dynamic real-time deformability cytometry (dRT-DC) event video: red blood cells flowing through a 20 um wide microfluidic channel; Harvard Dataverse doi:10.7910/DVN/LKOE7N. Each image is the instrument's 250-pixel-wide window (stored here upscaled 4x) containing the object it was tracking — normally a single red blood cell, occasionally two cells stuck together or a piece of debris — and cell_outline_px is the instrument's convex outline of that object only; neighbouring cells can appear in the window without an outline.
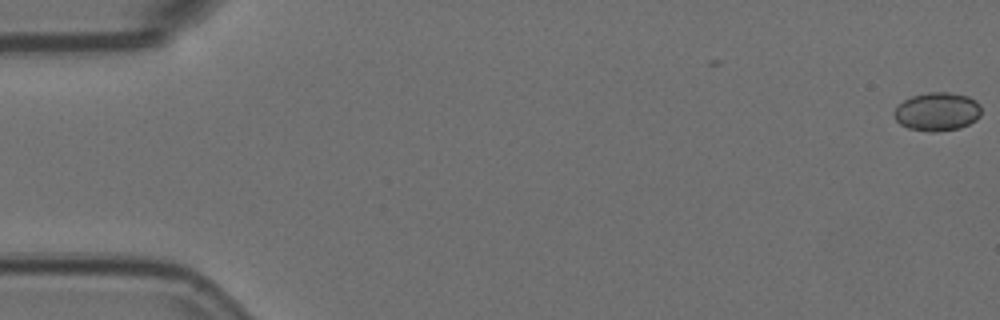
{"species": "Egyptian fruit bat (a non-hibernating species)", "species_latin": "Rousettus aegyptiacus", "temperature_condition": "room temperature", "stored_images_in_passage": 6, "camera_frame_rate_fps": 3000, "um_per_image_px": 0.085, "animal": {"sex": "female"}, "frame": {"image": 1, "passage_image": 1, "time_ms": 0.0, "image_size_px": [1000, 320], "cell_outline_px": [[980, 116], [976, 120], [960, 128], [936, 132], [928, 132], [908, 128], [900, 124], [896, 120], [892, 112], [904, 100], [912, 96], [928, 92], [948, 92], [968, 96], [976, 100], [980, 104]], "centroid_in_image_um": [79.66, 9.49], "position_along_channel_um": 5.3, "area_um2": 19.65}}